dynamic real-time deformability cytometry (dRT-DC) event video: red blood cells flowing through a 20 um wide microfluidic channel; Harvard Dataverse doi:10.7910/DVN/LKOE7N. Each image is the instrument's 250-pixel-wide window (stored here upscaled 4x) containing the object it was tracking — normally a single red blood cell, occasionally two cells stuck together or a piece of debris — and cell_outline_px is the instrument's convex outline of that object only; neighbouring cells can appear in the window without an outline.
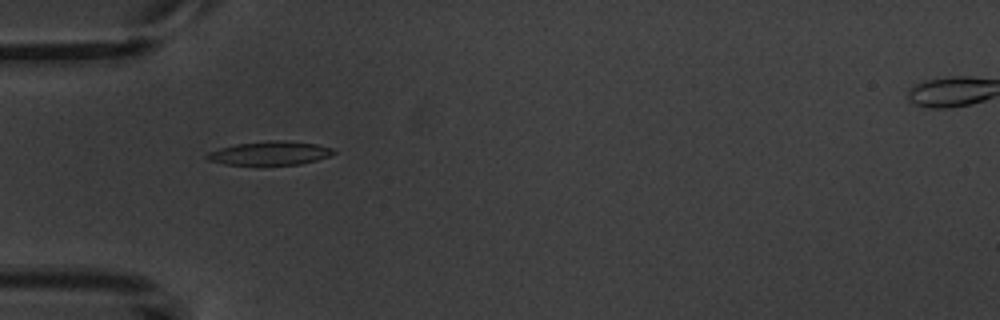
{"species": "common noctule bat (a hibernating species)", "species_latin": "Nyctalus noctula", "temperature_condition": "warm", "stored_images_in_passage": 4, "camera_frame_rate_fps": 3000, "um_per_image_px": 0.085, "animal": {"sex": "male", "body_mass_g": 20.1, "forearm_length_mm": 53.5}, "frame": {"image": 1, "passage_image": 3, "time_ms": 2.333, "image_size_px": [1000, 320], "cell_outline_px": [[336, 152], [332, 156], [300, 164], [264, 168], [260, 168], [224, 164], [208, 160], [204, 156], [208, 152], [220, 148], [236, 144], [268, 140], [280, 140], [316, 144], [332, 148]], "centroid_in_image_um": [22.9, 13.07], "position_along_channel_um": 62.1, "area_um2": 18.5}}